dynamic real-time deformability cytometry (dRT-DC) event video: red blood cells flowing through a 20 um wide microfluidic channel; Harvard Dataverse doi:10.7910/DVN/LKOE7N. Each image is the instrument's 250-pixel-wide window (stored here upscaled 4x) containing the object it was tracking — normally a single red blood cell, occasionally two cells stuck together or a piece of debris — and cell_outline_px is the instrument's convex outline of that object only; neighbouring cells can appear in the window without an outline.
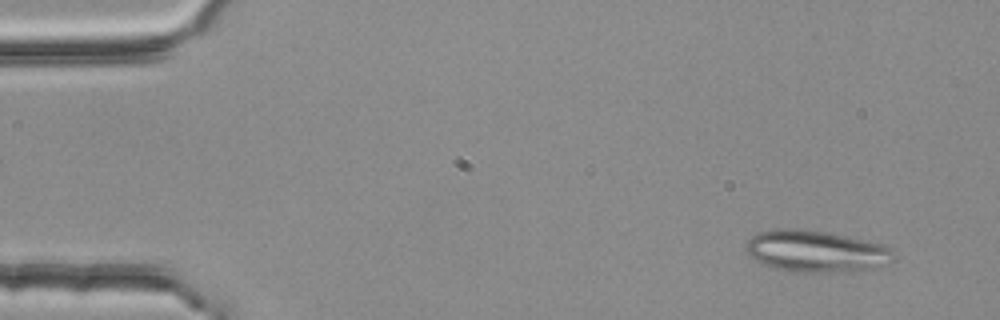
{"species": "common noctule bat (a hibernating species)", "species_latin": "Nyctalus noctula", "temperature_condition": "room temperature", "stored_images_in_passage": 51, "segment_of_instrument_passage": [1, 2], "camera_frame_rate_fps": 3000, "um_per_image_px": 0.085, "animal": {"sex": "female", "body_mass_g": 25.1}, "frame": {"image": 1, "passage_image": 3, "time_ms": 0.667, "image_size_px": [1000, 320], "cell_outline_px": [[892, 252], [880, 264], [872, 268], [824, 272], [796, 272], [776, 268], [764, 264], [756, 260], [744, 252], [744, 244], [752, 236], [760, 232], [776, 228], [800, 228], [828, 232], [880, 244], [888, 248]], "centroid_in_image_um": [69.16, 21.32], "position_along_channel_um": 15.8, "area_um2": 34.91}}